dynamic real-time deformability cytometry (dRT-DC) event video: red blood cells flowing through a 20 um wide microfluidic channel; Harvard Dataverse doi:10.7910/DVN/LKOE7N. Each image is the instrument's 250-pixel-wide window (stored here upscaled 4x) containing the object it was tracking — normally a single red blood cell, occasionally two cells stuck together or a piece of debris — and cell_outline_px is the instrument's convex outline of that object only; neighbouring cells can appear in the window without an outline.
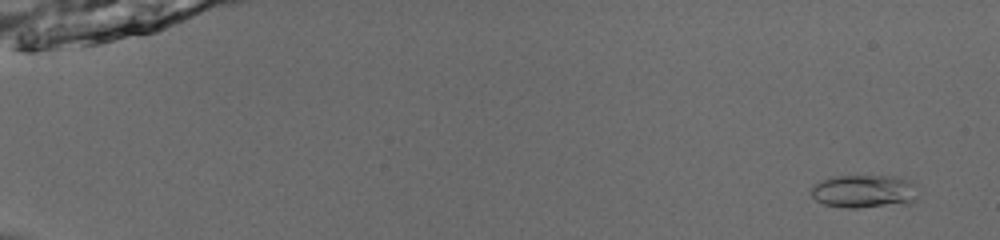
{"species": "common noctule bat (a hibernating species)", "species_latin": "Nyctalus noctula", "temperature_condition": "room temperature", "stored_images_in_passage": 54, "camera_frame_rate_fps": 3000, "um_per_image_px": 0.085, "animal": {"sex": "male", "body_mass_g": 13.0, "forearm_length_mm": 53.1}, "frame": {"image": 1, "passage_image": 4, "time_ms": 1.0, "image_size_px": [1000, 240], "cell_outline_px": [[920, 196], [916, 200], [908, 204], [856, 208], [848, 208], [824, 204], [816, 200], [812, 196], [812, 184], [820, 180], [832, 176], [896, 176], [908, 180], [916, 184]], "centroid_in_image_um": [73.51, 16.26], "position_along_channel_um": 11.5, "area_um2": 21.15}}
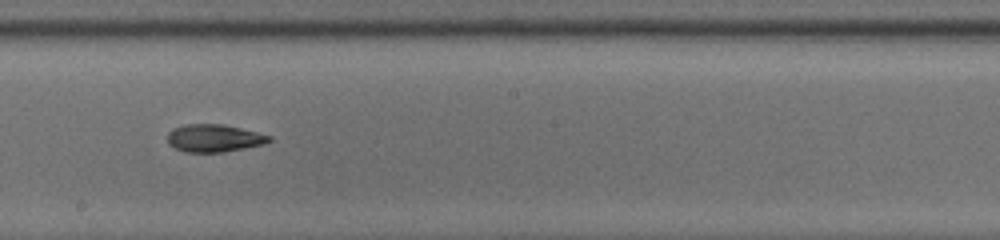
{"frame": {"image": 2, "passage_image": 33, "time_ms": 10.667, "image_size_px": [1000, 240], "cell_outline_px": [[272, 140], [264, 144], [224, 152], [184, 152], [168, 144], [168, 132], [172, 128], [184, 124], [224, 124], [272, 136]], "centroid_in_image_um": [18.18, 11.74], "position_along_channel_um": 230.0, "area_um2": 16.42}}
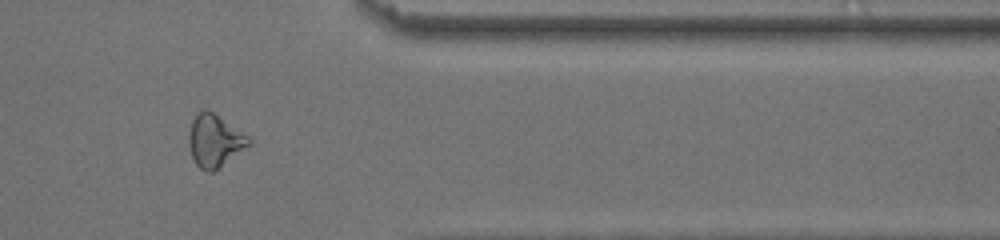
{"frame": {"image": 3, "passage_image": 46, "time_ms": 15.0, "image_size_px": [1000, 240], "cell_outline_px": [[252, 144], [212, 172], [208, 172], [200, 168], [196, 164], [192, 156], [188, 144], [188, 132], [192, 120], [204, 108], [212, 112], [248, 136], [252, 140]], "centroid_in_image_um": [18.24, 11.97], "position_along_channel_um": 393.2, "area_um2": 18.09}, "authors_computed_cell_mechanics": {"area_um2": 17.4845, "velocity_mm_per_s": 3.956, "shape_relaxation_time_tau1_ms": 2.1044, "shape_relaxation_time_tau2_ms": 4.9541, "deformation_change_tau1": 0.0957, "deformation_change_tau2": 0.1009}}